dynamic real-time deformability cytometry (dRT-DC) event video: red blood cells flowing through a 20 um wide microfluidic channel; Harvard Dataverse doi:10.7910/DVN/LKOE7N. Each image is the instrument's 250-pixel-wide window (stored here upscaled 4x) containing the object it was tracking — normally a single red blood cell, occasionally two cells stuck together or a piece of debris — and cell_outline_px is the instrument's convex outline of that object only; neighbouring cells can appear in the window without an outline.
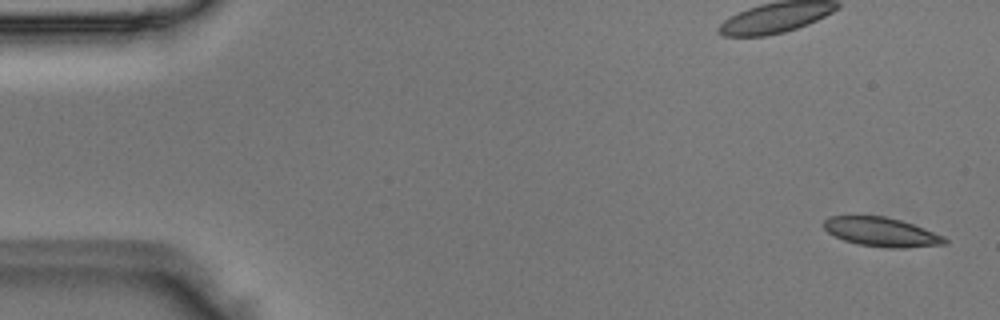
{"species": "Egyptian fruit bat (a non-hibernating species)", "species_latin": "Rousettus aegyptiacus", "temperature_condition": "room temperature", "stored_images_in_passage": 3, "camera_frame_rate_fps": 3000, "um_per_image_px": 0.085, "animal": {"sex": "male"}, "frame": {"image": 1, "passage_image": 1, "time_ms": 0.0, "image_size_px": [1000, 320], "cell_outline_px": [[948, 244], [904, 248], [892, 248], [860, 244], [844, 240], [828, 232], [824, 228], [824, 220], [828, 216], [884, 216], [900, 220], [924, 228], [944, 236], [948, 240]], "centroid_in_image_um": [74.95, 19.72], "position_along_channel_um": 10.0, "area_um2": 20.35}}